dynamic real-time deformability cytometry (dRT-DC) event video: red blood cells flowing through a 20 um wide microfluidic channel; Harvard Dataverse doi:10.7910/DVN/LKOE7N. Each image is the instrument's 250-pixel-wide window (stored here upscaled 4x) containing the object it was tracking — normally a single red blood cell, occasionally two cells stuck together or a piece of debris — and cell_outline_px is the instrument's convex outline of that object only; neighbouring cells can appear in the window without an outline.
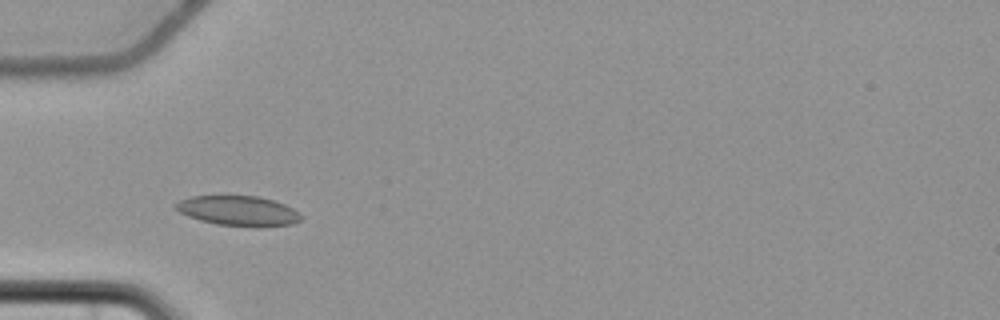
{"species": "common noctule bat (a hibernating species)", "species_latin": "Nyctalus noctula", "temperature_condition": "cold", "stored_images_in_passage": 4, "camera_frame_rate_fps": 3000, "um_per_image_px": 0.085, "animal": {"sex": "female", "body_mass_g": 22.7, "forearm_length_mm": 54.2}, "frame": {"image": 1, "passage_image": 3, "time_ms": 2.333, "image_size_px": [1000, 320], "cell_outline_px": [[304, 216], [300, 220], [292, 224], [260, 228], [252, 228], [216, 224], [200, 220], [188, 216], [180, 212], [172, 204], [180, 200], [192, 196], [260, 196], [284, 204], [292, 208]], "centroid_in_image_um": [20.28, 17.94], "position_along_channel_um": 64.7, "area_um2": 22.2}}
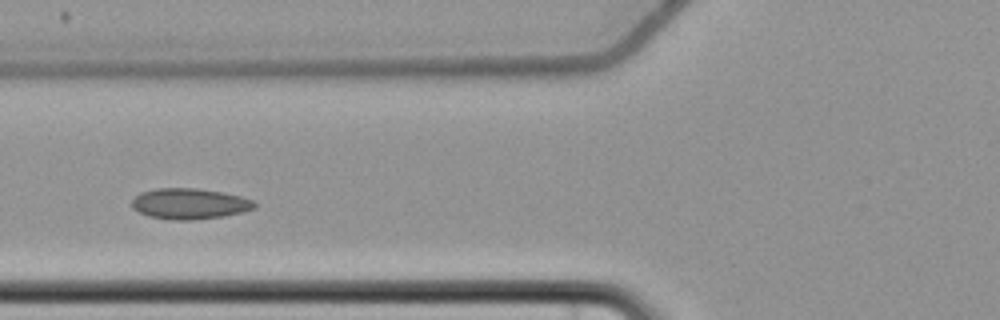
{"frame": {"image": 2, "passage_image": 4, "time_ms": 3.667, "image_size_px": [1000, 320], "cell_outline_px": [[256, 208], [224, 216], [196, 220], [172, 220], [148, 216], [132, 208], [132, 200], [140, 192], [156, 188], [196, 188], [224, 192], [240, 196], [252, 200], [256, 204]], "centroid_in_image_um": [16.1, 17.31], "position_along_channel_um": 109.7, "area_um2": 22.08}}